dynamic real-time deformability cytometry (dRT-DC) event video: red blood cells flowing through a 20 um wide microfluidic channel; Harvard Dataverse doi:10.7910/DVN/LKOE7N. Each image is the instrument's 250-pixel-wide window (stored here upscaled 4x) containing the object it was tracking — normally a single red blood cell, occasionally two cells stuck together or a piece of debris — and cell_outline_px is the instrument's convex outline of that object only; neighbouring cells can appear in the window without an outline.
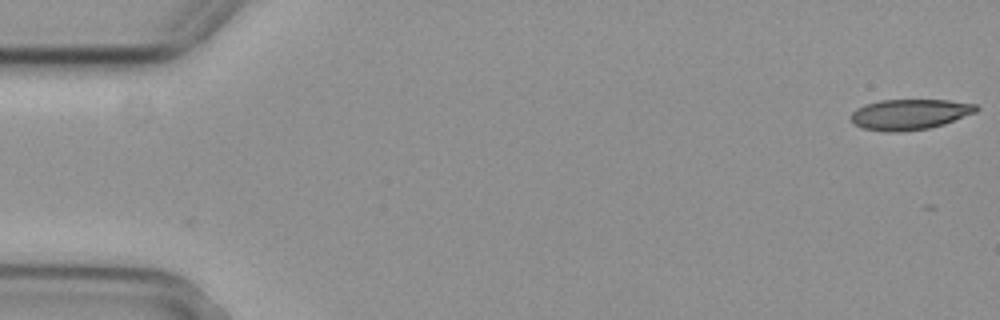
{"species": "common noctule bat (a hibernating species)", "species_latin": "Nyctalus noctula", "temperature_condition": "cold", "stored_images_in_passage": 4, "camera_frame_rate_fps": 3000, "um_per_image_px": 0.085, "animal": {"sex": "female", "body_mass_g": 29.2, "forearm_length_mm": 56.3}, "frame": {"image": 1, "passage_image": 1, "time_ms": 0.0, "image_size_px": [1000, 320], "cell_outline_px": [[980, 108], [976, 112], [944, 124], [928, 128], [900, 132], [888, 132], [864, 128], [852, 124], [852, 112], [856, 108], [864, 104], [880, 100], [948, 100], [976, 104]], "centroid_in_image_um": [77.32, 9.71], "position_along_channel_um": 7.7, "area_um2": 22.31}}